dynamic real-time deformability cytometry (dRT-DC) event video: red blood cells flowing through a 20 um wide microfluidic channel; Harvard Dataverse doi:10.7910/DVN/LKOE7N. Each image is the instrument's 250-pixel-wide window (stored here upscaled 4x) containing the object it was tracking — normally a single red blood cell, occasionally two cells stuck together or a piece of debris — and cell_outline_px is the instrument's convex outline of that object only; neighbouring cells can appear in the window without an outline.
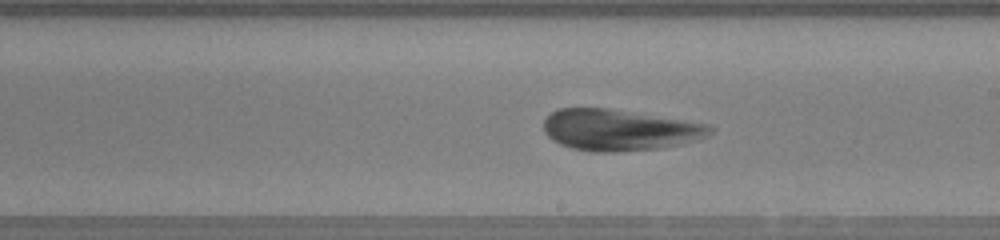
{"species": "human", "species_latin": "Homo sapiens", "temperature_condition": "warm", "stored_images_in_passage": 43, "segment_of_instrument_passage": [1, 2], "camera_frame_rate_fps": 3000, "um_per_image_px": 0.085, "donor": {"sex": "female"}, "frame": {"image": 1, "passage_image": 26, "time_ms": 8.333, "image_size_px": [1000, 240], "cell_outline_px": [[716, 128], [712, 132], [704, 136], [692, 140], [676, 144], [656, 148], [616, 152], [592, 152], [572, 148], [560, 144], [552, 140], [544, 132], [544, 120], [552, 112], [560, 108], [608, 108], [708, 124]], "centroid_in_image_um": [52.58, 11.04], "position_along_channel_um": 236.4, "area_um2": 39.48}}
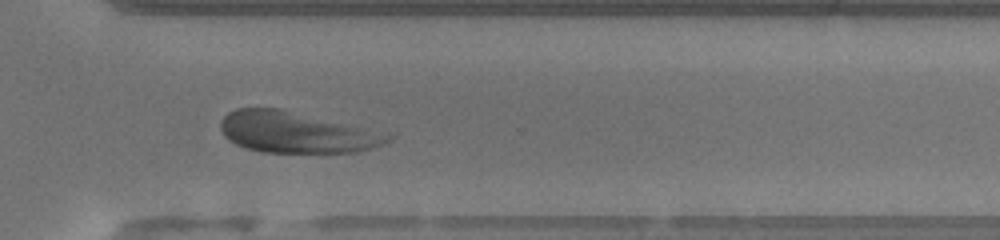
{"frame": {"image": 2, "passage_image": 34, "time_ms": 11.0, "image_size_px": [1000, 240], "cell_outline_px": [[392, 136], [388, 140], [380, 144], [356, 152], [264, 152], [244, 148], [228, 140], [224, 136], [220, 128], [220, 120], [228, 112], [236, 108], [280, 108]], "centroid_in_image_um": [24.99, 11.25], "position_along_channel_um": 345.6, "area_um2": 38.9}}
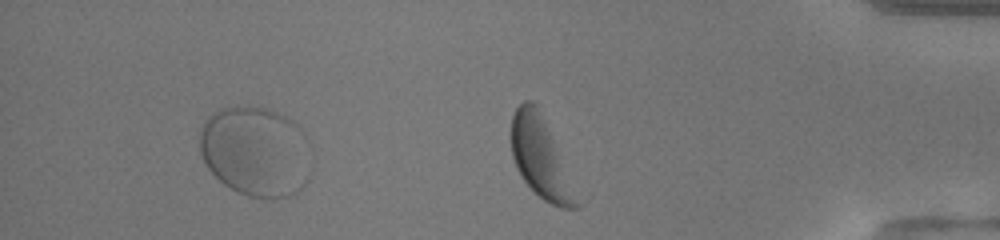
{"frame": {"image": 3, "passage_image": 39, "time_ms": 12.667, "image_size_px": [1000, 240], "cell_outline_px": [[308, 180], [292, 196], [268, 200], [248, 196], [224, 184], [208, 168], [200, 152], [200, 128], [204, 120], [208, 116], [224, 108], [268, 108], [288, 116], [300, 128]], "centroid_in_image_um": [21.65, 12.9], "position_along_channel_um": 413.6, "area_um2": 57.28}}